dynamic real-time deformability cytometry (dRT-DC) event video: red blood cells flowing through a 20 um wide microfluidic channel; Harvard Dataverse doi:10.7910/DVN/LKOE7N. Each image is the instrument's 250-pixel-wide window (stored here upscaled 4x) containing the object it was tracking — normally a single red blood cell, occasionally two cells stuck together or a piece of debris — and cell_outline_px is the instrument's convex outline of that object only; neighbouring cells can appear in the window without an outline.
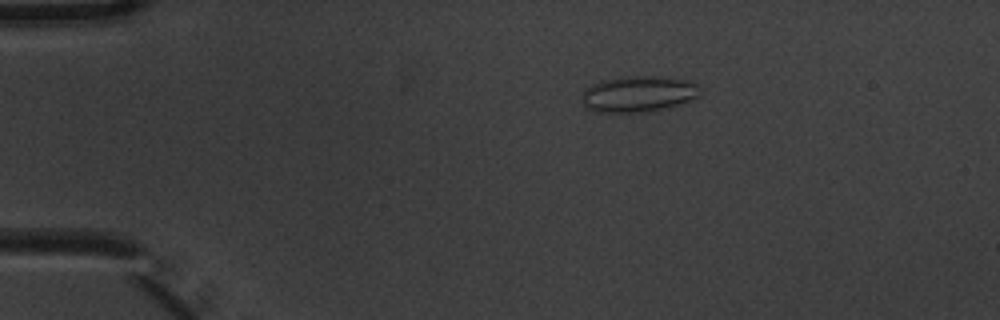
{"species": "common noctule bat (a hibernating species)", "species_latin": "Nyctalus noctula", "temperature_condition": "warm", "stored_images_in_passage": 3, "camera_frame_rate_fps": 3000, "um_per_image_px": 0.085, "animal": {"sex": "male", "body_mass_g": 20.1, "forearm_length_mm": 53.5}, "frame": {"image": 1, "passage_image": 1, "time_ms": 0.0, "image_size_px": [1000, 320], "cell_outline_px": [[700, 96], [684, 104], [668, 108], [640, 112], [596, 112], [584, 108], [584, 92], [592, 84], [600, 80], [620, 76], [652, 76], [684, 80], [696, 84]], "centroid_in_image_um": [54.26, 8.0], "position_along_channel_um": 30.7, "area_um2": 24.8}}